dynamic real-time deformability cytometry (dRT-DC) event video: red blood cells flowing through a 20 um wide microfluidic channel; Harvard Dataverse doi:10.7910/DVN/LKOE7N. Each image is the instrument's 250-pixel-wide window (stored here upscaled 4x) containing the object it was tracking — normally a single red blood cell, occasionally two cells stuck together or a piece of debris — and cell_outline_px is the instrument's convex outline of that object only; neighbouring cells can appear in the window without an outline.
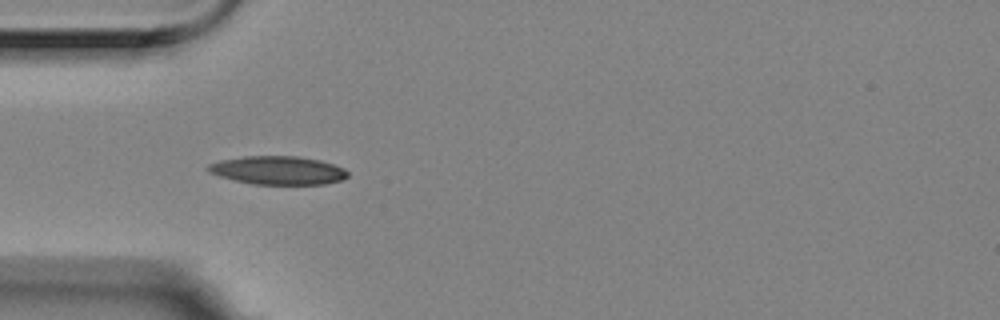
{"species": "Egyptian fruit bat (a non-hibernating species)", "species_latin": "Rousettus aegyptiacus", "temperature_condition": "room temperature", "stored_images_in_passage": 6, "camera_frame_rate_fps": 3000, "um_per_image_px": 0.085, "animal": {"sex": "female"}, "frame": {"image": 1, "passage_image": 4, "time_ms": 1.0, "image_size_px": [1000, 320], "cell_outline_px": [[348, 176], [340, 180], [324, 184], [252, 184], [220, 176], [208, 172], [204, 168], [208, 164], [220, 160], [244, 156], [300, 156], [320, 160], [344, 168], [348, 172]], "centroid_in_image_um": [23.6, 14.47], "position_along_channel_um": 61.4, "area_um2": 23.12}}
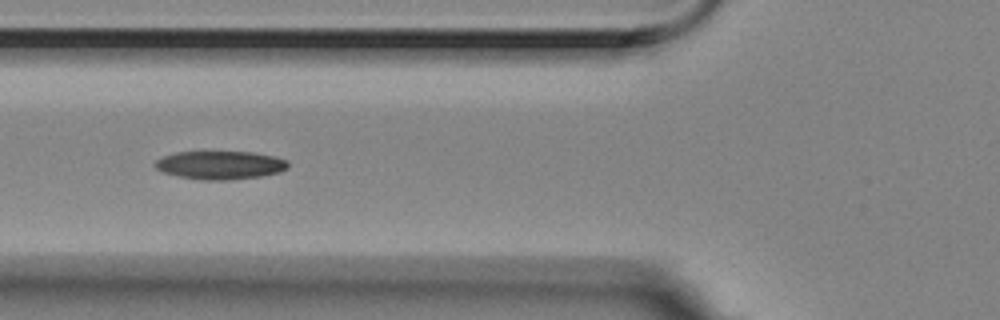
{"frame": {"image": 2, "passage_image": 5, "time_ms": 1.333, "image_size_px": [1000, 320], "cell_outline_px": [[288, 168], [280, 172], [260, 176], [232, 180], [200, 180], [180, 176], [164, 172], [156, 168], [152, 164], [156, 160], [164, 156], [176, 152], [252, 152], [272, 156], [288, 160]], "centroid_in_image_um": [18.72, 14.04], "position_along_channel_um": 107.1, "area_um2": 21.91}}
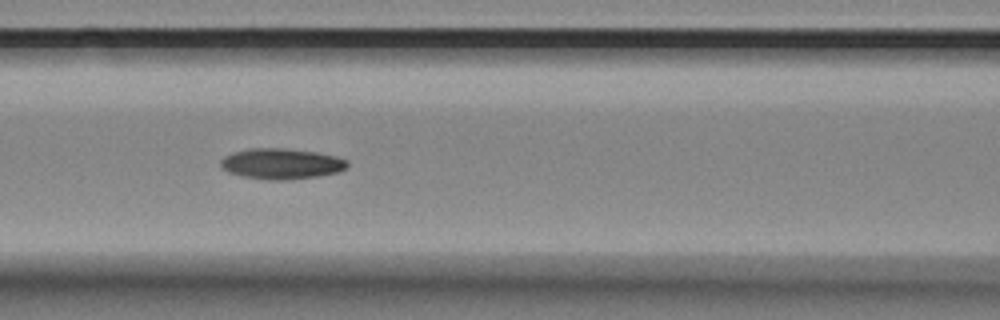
{"frame": {"image": 3, "passage_image": 6, "time_ms": 1.667, "image_size_px": [1000, 320], "cell_outline_px": [[348, 164], [344, 168], [336, 172], [316, 176], [280, 180], [272, 180], [244, 176], [228, 172], [220, 164], [220, 160], [224, 156], [232, 152], [248, 148], [284, 148], [316, 152], [336, 156], [348, 160]], "centroid_in_image_um": [23.89, 13.89], "position_along_channel_um": 142.7, "area_um2": 22.37}}